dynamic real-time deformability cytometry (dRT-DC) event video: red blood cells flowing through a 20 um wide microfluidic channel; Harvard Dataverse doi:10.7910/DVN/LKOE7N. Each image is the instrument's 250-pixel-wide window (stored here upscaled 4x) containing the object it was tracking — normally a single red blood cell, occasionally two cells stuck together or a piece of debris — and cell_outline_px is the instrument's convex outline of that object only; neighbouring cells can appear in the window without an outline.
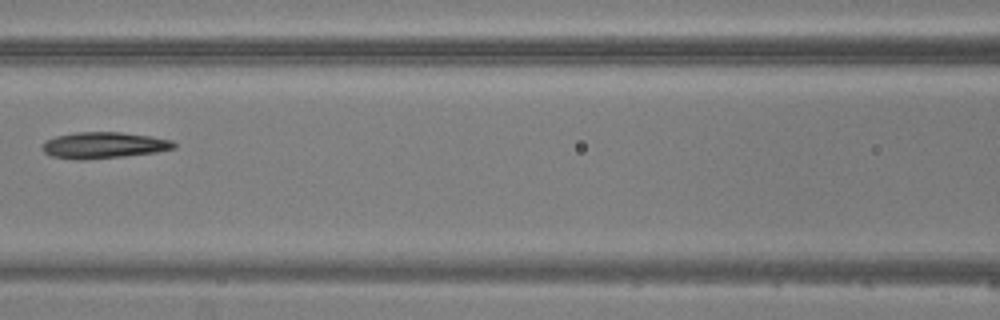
{"species": "common noctule bat (a hibernating species)", "species_latin": "Nyctalus noctula", "temperature_condition": "warm", "stored_images_in_passage": 4, "camera_frame_rate_fps": 3000, "um_per_image_px": 0.085, "animal": {"sex": "male", "body_mass_g": 20.5, "forearm_length_mm": 52.5}, "frame": {"image": 1, "passage_image": 4, "time_ms": 4.667, "image_size_px": [1000, 320], "cell_outline_px": [[176, 148], [156, 152], [124, 156], [84, 160], [76, 160], [52, 156], [44, 152], [40, 144], [44, 140], [56, 136], [76, 132], [120, 132], [152, 136], [172, 140], [176, 144]], "centroid_in_image_um": [8.79, 12.34], "position_along_channel_um": 157.8, "area_um2": 20.35}}